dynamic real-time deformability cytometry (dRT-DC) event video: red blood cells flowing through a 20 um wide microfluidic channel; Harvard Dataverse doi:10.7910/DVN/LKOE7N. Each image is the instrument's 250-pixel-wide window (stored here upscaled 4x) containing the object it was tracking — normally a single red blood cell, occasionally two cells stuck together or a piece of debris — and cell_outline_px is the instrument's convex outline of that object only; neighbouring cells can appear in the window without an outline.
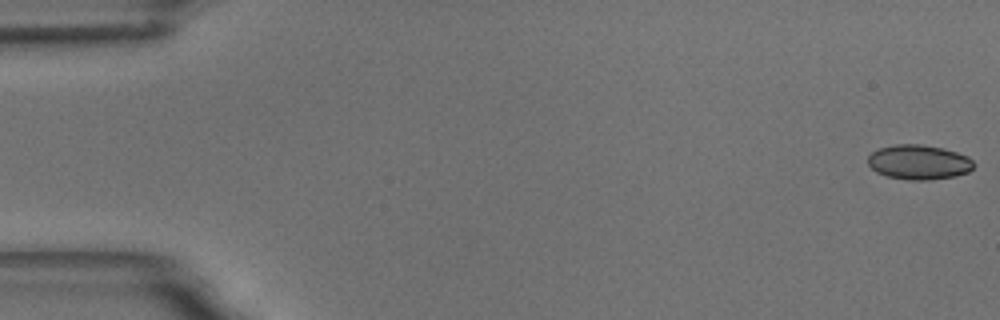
{"species": "common noctule bat (a hibernating species)", "species_latin": "Nyctalus noctula", "temperature_condition": "room temperature", "stored_images_in_passage": 58, "camera_frame_rate_fps": 3000, "um_per_image_px": 0.085, "animal": {"sex": "male", "body_mass_g": 18.8}, "frame": {"image": 1, "passage_image": 1, "time_ms": 0.0, "image_size_px": [1000, 320], "cell_outline_px": [[976, 164], [968, 172], [956, 176], [928, 180], [908, 180], [888, 176], [876, 172], [868, 164], [868, 156], [872, 152], [880, 148], [896, 144], [920, 144], [944, 148], [968, 156]], "centroid_in_image_um": [78.12, 13.78], "position_along_channel_um": 6.9, "area_um2": 21.44}}
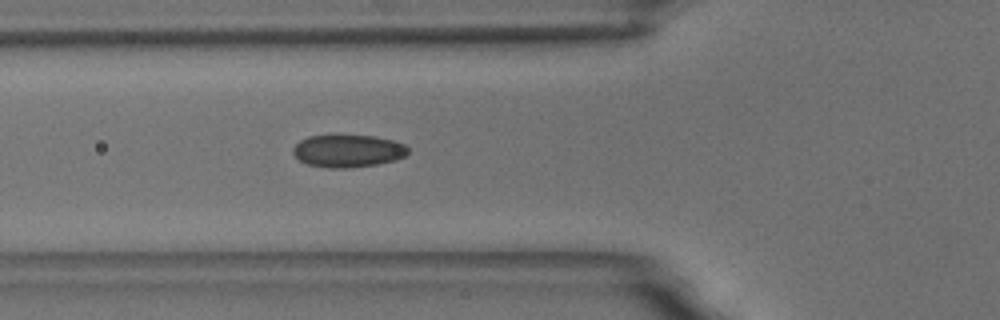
{"frame": {"image": 2, "passage_image": 21, "time_ms": 6.667, "image_size_px": [1000, 320], "cell_outline_px": [[408, 152], [404, 156], [396, 160], [376, 164], [348, 168], [332, 168], [308, 164], [300, 160], [292, 152], [292, 148], [300, 140], [308, 136], [340, 132], [372, 136], [392, 140], [404, 144], [408, 148]], "centroid_in_image_um": [29.54, 12.78], "position_along_channel_um": 96.3, "area_um2": 22.43}}
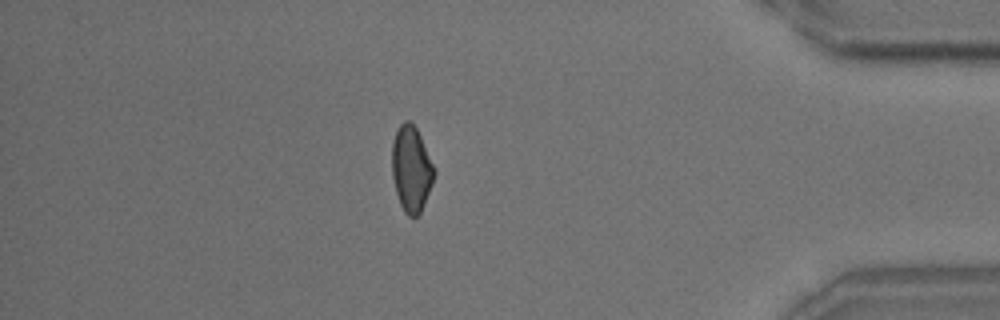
{"frame": {"image": 3, "passage_image": 50, "time_ms": 16.333, "image_size_px": [1000, 320], "cell_outline_px": [[436, 172], [432, 184], [420, 212], [416, 216], [408, 216], [404, 212], [400, 204], [396, 192], [392, 176], [392, 144], [396, 132], [400, 124], [404, 120], [408, 120], [416, 128], [436, 168]], "centroid_in_image_um": [34.96, 14.35], "position_along_channel_um": 400.2, "area_um2": 20.98}, "authors_computed_cell_mechanics": {"area_um2": 21.4438, "velocity_mm_per_s": 3.5335, "shape_relaxation_time_tau1_ms": null, "shape_relaxation_time_tau2_ms": 1.4527, "deformation_change_tau1": null, "deformation_change_tau2": 0.0625}}